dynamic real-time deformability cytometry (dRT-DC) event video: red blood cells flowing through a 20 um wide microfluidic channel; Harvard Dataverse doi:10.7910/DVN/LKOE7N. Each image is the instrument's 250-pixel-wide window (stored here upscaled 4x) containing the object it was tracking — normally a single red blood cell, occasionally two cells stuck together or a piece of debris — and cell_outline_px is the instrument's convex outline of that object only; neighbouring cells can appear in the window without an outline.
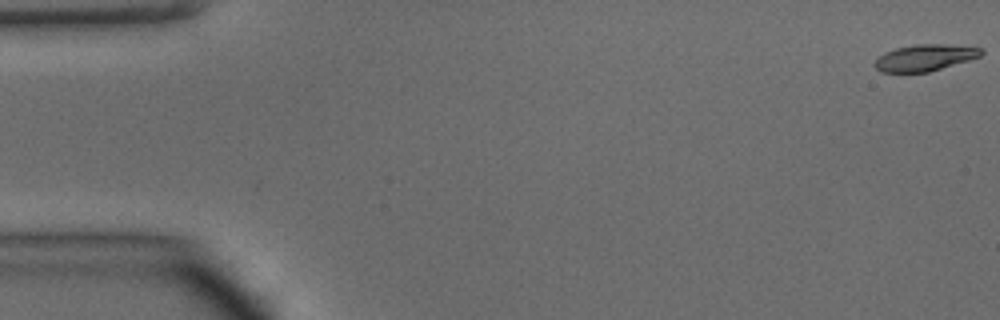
{"species": "common noctule bat (a hibernating species)", "species_latin": "Nyctalus noctula", "temperature_condition": "warm", "stored_images_in_passage": 48, "camera_frame_rate_fps": 3000, "um_per_image_px": 0.085, "animal": {"sex": "male", "body_mass_g": 15.6}, "frame": {"image": 1, "passage_image": 1, "time_ms": 0.0, "image_size_px": [1000, 320], "cell_outline_px": [[984, 52], [980, 56], [968, 60], [928, 72], [880, 72], [872, 64], [884, 52], [896, 48], [916, 44], [940, 44], [980, 48]], "centroid_in_image_um": [78.56, 4.91], "position_along_channel_um": 6.4, "area_um2": 16.18}}
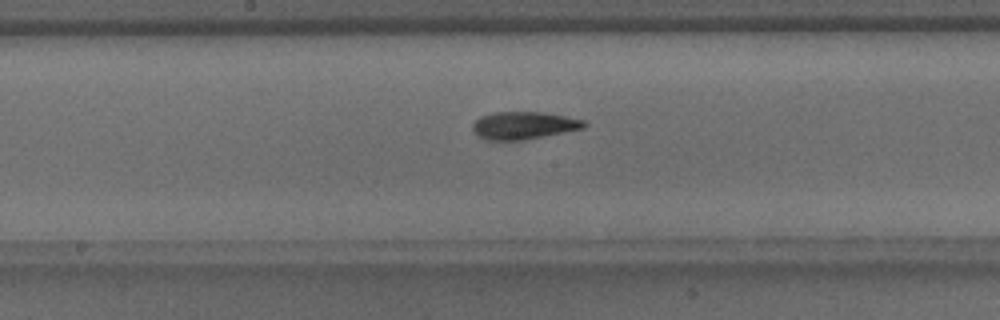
{"frame": {"image": 2, "passage_image": 25, "time_ms": 8.0, "image_size_px": [1000, 320], "cell_outline_px": [[588, 124], [584, 128], [524, 140], [484, 140], [472, 132], [472, 124], [480, 116], [492, 112], [540, 112], [564, 116], [584, 120]], "centroid_in_image_um": [44.47, 10.66], "position_along_channel_um": 203.7, "area_um2": 17.98}}
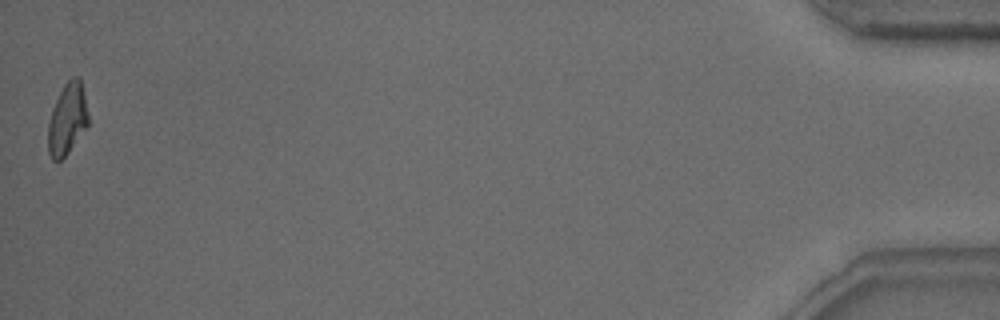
{"frame": {"image": 3, "passage_image": 48, "time_ms": 15.667, "image_size_px": [1000, 320], "cell_outline_px": [[88, 124], [68, 152], [60, 160], [52, 160], [48, 152], [48, 124], [52, 108], [64, 84], [72, 76], [76, 76], [80, 80], [84, 92], [88, 112]], "centroid_in_image_um": [5.71, 10.1], "position_along_channel_um": 429.5, "area_um2": 16.53}, "authors_computed_cell_mechanics": {"area_um2": 17.4845, "velocity_mm_per_s": 4.2078, "shape_relaxation_time_tau1_ms": 3.1018, "shape_relaxation_time_tau2_ms": 2.7116, "deformation_change_tau1": 0.1883, "deformation_change_tau2": 0.1126}}